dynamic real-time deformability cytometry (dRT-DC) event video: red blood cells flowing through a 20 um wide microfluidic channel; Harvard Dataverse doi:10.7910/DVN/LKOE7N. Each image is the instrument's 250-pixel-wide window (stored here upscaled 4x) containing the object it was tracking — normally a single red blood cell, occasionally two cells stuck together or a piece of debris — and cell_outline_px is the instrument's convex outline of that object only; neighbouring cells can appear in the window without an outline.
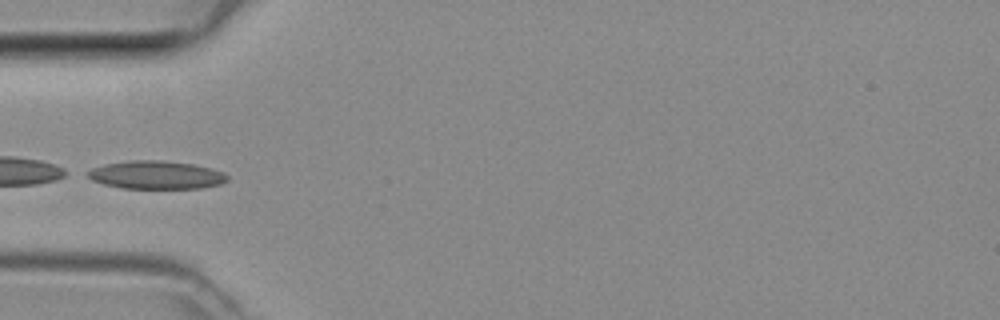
{"species": "common noctule bat (a hibernating species)", "species_latin": "Nyctalus noctula", "temperature_condition": "room temperature", "stored_images_in_passage": 3, "camera_frame_rate_fps": 3000, "um_per_image_px": 0.085, "animal": {"sex": "female", "body_mass_g": 29.2, "forearm_length_mm": 56.3}, "frame": {"image": 1, "passage_image": 3, "time_ms": 0.667, "image_size_px": [1000, 320], "cell_outline_px": [[228, 180], [220, 184], [200, 188], [120, 188], [104, 184], [92, 180], [84, 172], [92, 168], [104, 164], [132, 160], [160, 160], [192, 164], [212, 168], [224, 172], [228, 176]], "centroid_in_image_um": [13.26, 14.87], "position_along_channel_um": 71.7, "area_um2": 22.95}}